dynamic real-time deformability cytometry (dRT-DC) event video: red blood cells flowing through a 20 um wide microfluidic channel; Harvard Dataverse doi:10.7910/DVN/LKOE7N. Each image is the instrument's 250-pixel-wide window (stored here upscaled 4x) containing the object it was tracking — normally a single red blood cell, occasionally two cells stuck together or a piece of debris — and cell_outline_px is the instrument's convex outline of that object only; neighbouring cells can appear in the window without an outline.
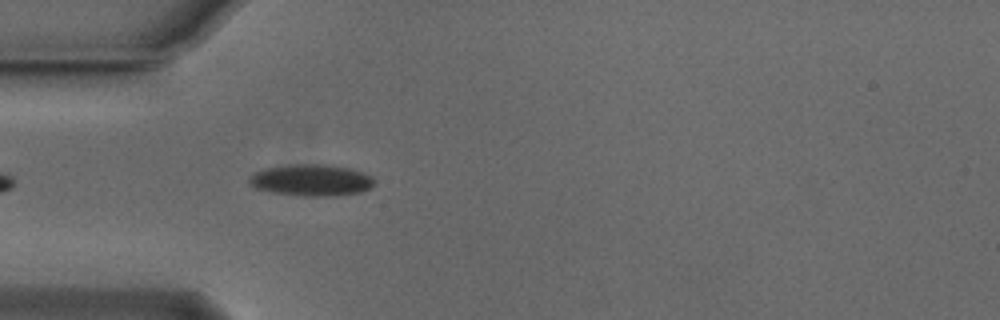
{"species": "Egyptian fruit bat (a non-hibernating species)", "species_latin": "Rousettus aegyptiacus", "temperature_condition": "cold", "stored_images_in_passage": 39, "camera_frame_rate_fps": 3000, "um_per_image_px": 0.085, "animal": {"sex": "male"}, "frame": {"image": 1, "passage_image": 4, "time_ms": 1.0, "image_size_px": [1000, 320], "cell_outline_px": [[376, 180], [368, 188], [360, 192], [336, 196], [300, 196], [272, 192], [256, 188], [248, 184], [248, 180], [256, 172], [268, 168], [288, 164], [324, 164], [348, 168], [372, 176]], "centroid_in_image_um": [26.45, 15.32], "position_along_channel_um": 58.5, "area_um2": 22.89}}
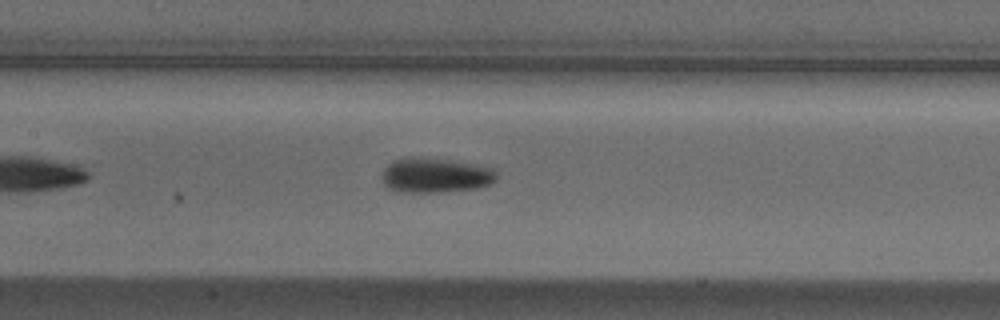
{"frame": {"image": 2, "passage_image": 13, "time_ms": 4.0, "image_size_px": [1000, 320], "cell_outline_px": [[496, 180], [492, 184], [480, 188], [444, 192], [400, 192], [388, 188], [384, 184], [380, 176], [384, 168], [392, 160], [404, 156], [420, 156], [448, 160], [492, 168], [496, 172]], "centroid_in_image_um": [36.95, 14.9], "position_along_channel_um": 170.4, "area_um2": 23.7}}
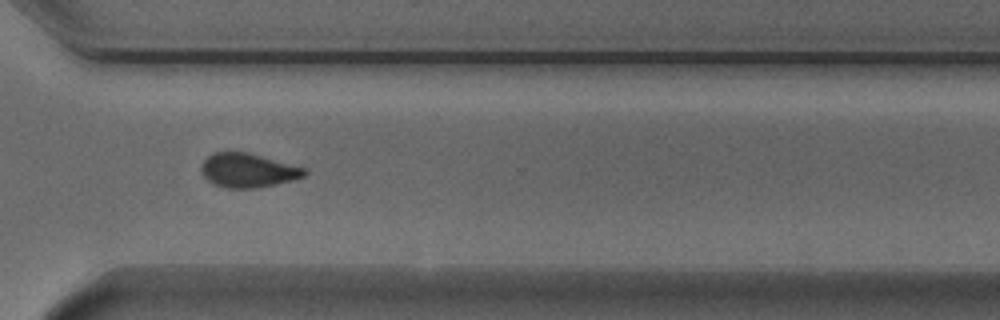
{"frame": {"image": 3, "passage_image": 27, "time_ms": 8.667, "image_size_px": [1000, 320], "cell_outline_px": [[308, 172], [304, 176], [292, 180], [276, 184], [256, 188], [228, 188], [212, 184], [200, 172], [200, 164], [212, 152], [248, 152], [308, 168]], "centroid_in_image_um": [21.07, 14.47], "position_along_channel_um": 349.5, "area_um2": 20.75}, "authors_computed_cell_mechanics": {"area_um2": 21.4438, "velocity_mm_per_s": 3.8507, "shape_relaxation_time_tau1_ms": 2.9818, "shape_relaxation_time_tau2_ms": null, "deformation_change_tau1": 0.1024, "deformation_change_tau2": null}}